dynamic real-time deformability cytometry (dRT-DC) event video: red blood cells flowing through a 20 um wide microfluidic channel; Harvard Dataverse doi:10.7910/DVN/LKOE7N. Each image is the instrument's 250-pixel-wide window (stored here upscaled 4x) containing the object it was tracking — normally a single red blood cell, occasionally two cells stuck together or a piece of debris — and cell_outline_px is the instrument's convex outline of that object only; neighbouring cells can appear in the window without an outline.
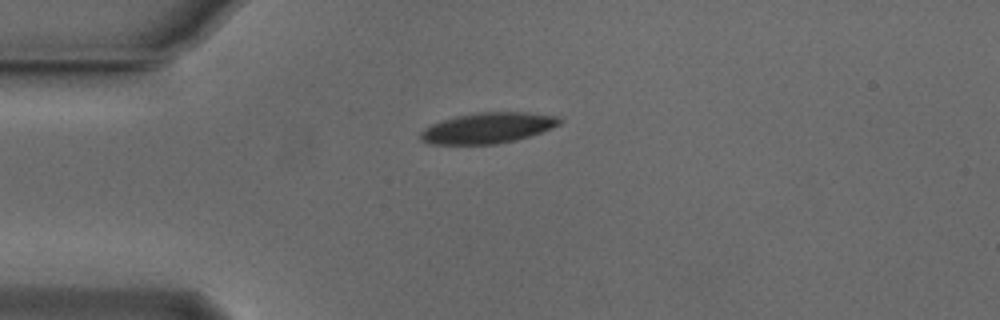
{"species": "Egyptian fruit bat (a non-hibernating species)", "species_latin": "Rousettus aegyptiacus", "temperature_condition": "cold", "stored_images_in_passage": 41, "camera_frame_rate_fps": 3000, "um_per_image_px": 0.085, "animal": {"sex": "male"}, "frame": {"image": 1, "passage_image": 1, "time_ms": 0.0, "image_size_px": [1000, 320], "cell_outline_px": [[560, 124], [540, 132], [516, 140], [496, 144], [428, 144], [420, 140], [420, 132], [424, 128], [432, 124], [456, 116], [480, 112], [524, 112], [556, 116], [560, 120]], "centroid_in_image_um": [41.41, 10.88], "position_along_channel_um": 43.6, "area_um2": 24.57}}
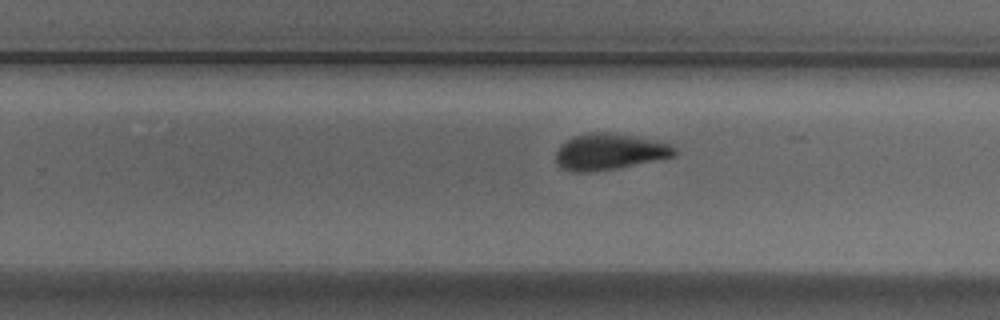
{"frame": {"image": 2, "passage_image": 21, "time_ms": 6.667, "image_size_px": [1000, 320], "cell_outline_px": [[676, 156], [616, 168], [592, 172], [572, 172], [560, 168], [556, 164], [556, 152], [560, 144], [572, 136], [584, 132], [608, 132], [672, 144], [676, 148]], "centroid_in_image_um": [51.74, 12.9], "position_along_channel_um": 278.1, "area_um2": 25.14}}
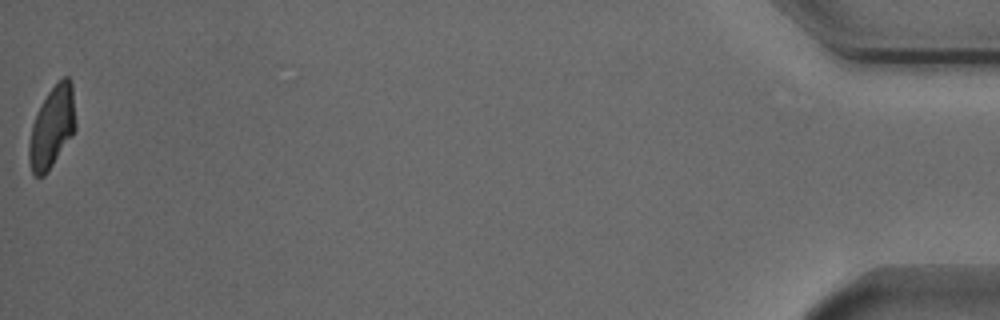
{"frame": {"image": 3, "passage_image": 41, "time_ms": 13.333, "image_size_px": [1000, 320], "cell_outline_px": [[76, 128], [72, 136], [48, 172], [44, 176], [32, 176], [28, 160], [28, 144], [32, 124], [36, 112], [48, 92], [64, 76], [68, 76], [72, 80], [76, 124]], "centroid_in_image_um": [4.41, 10.84], "position_along_channel_um": 430.8, "area_um2": 22.43}, "authors_computed_cell_mechanics": {"area_um2": 24.565, "velocity_mm_per_s": 3.8377, "shape_relaxation_time_tau1_ms": 3.2455, "shape_relaxation_time_tau2_ms": null, "deformation_change_tau1": 0.1341, "deformation_change_tau2": null}}